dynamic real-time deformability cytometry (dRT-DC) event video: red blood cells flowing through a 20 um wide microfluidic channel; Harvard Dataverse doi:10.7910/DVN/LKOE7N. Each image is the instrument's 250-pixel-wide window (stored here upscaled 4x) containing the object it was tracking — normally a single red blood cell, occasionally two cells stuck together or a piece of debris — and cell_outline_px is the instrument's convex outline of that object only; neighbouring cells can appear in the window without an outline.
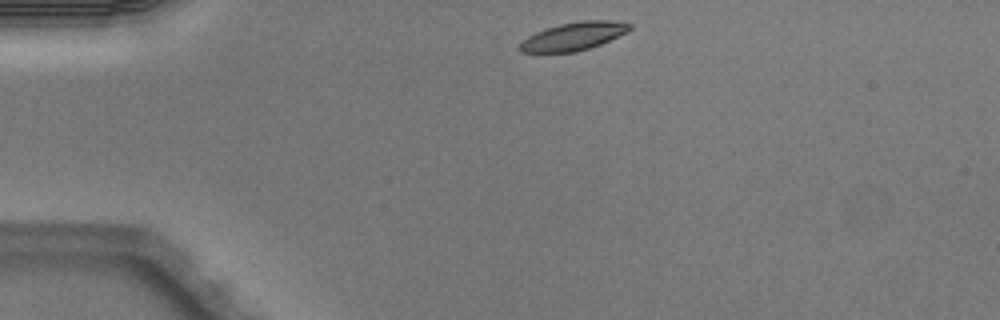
{"species": "Egyptian fruit bat (a non-hibernating species)", "species_latin": "Rousettus aegyptiacus", "temperature_condition": "warm", "stored_images_in_passage": 3, "camera_frame_rate_fps": 3000, "um_per_image_px": 0.085, "animal": {"sex": "male"}, "frame": {"image": 1, "passage_image": 1, "time_ms": 0.0, "image_size_px": [1000, 320], "cell_outline_px": [[632, 28], [628, 32], [600, 44], [576, 52], [520, 52], [516, 48], [528, 36], [536, 32], [560, 24], [580, 20], [608, 20], [632, 24]], "centroid_in_image_um": [48.76, 3.08], "position_along_channel_um": 36.2, "area_um2": 17.86}}